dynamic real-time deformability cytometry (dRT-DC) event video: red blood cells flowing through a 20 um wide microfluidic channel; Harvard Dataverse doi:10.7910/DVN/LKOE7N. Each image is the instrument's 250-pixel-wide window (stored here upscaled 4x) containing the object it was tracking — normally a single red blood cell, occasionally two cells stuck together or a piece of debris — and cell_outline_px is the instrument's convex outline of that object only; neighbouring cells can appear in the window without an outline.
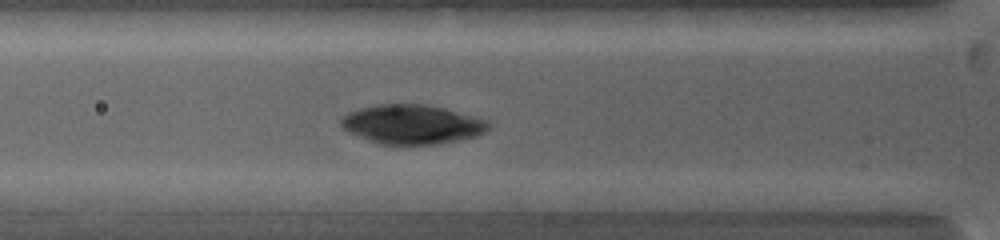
{"species": "common noctule bat (a hibernating species)", "species_latin": "Nyctalus noctula", "temperature_condition": "warm", "stored_images_in_passage": 30, "camera_frame_rate_fps": 5000, "um_per_image_px": 0.085, "animal": {"sex": "female", "body_mass_g": 19.0, "forearm_length_mm": 53.3}, "frame": {"image": 1, "passage_image": 9, "time_ms": 3.2, "image_size_px": [1000, 240], "cell_outline_px": [[492, 124], [484, 132], [476, 136], [436, 144], [380, 144], [368, 140], [348, 132], [340, 124], [340, 116], [348, 112], [360, 108], [380, 104], [424, 104], [444, 108], [488, 120]], "centroid_in_image_um": [35.0, 10.56], "position_along_channel_um": 90.8, "area_um2": 33.64}}